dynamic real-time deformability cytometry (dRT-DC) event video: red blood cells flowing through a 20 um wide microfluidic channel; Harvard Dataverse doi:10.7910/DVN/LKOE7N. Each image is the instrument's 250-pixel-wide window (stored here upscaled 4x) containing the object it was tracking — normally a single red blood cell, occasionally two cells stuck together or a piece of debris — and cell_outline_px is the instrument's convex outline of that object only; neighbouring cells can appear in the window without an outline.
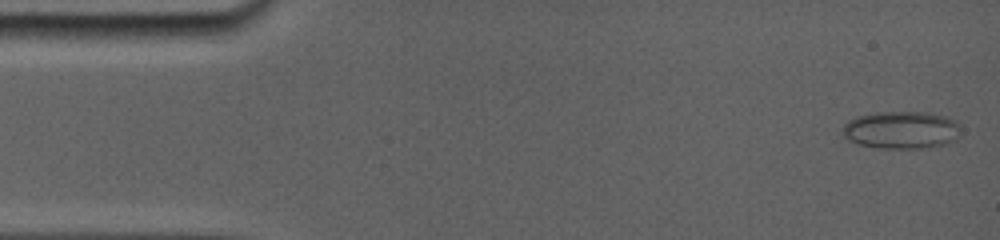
{"species": "common noctule bat (a hibernating species)", "species_latin": "Nyctalus noctula", "temperature_condition": "room temperature", "stored_images_in_passage": 34, "camera_frame_rate_fps": 5000, "um_per_image_px": 0.085, "animal": {"sex": "female", "body_mass_g": 19.0, "forearm_length_mm": 56.7}, "frame": {"image": 1, "passage_image": 2, "time_ms": 0.4, "image_size_px": [1000, 240], "cell_outline_px": [[952, 124], [940, 140], [928, 144], [864, 144], [848, 136], [844, 132], [844, 128], [852, 120], [864, 116], [904, 112], [916, 112], [936, 116], [948, 120]], "centroid_in_image_um": [76.32, 10.94], "position_along_channel_um": 8.7, "area_um2": 20.11}}
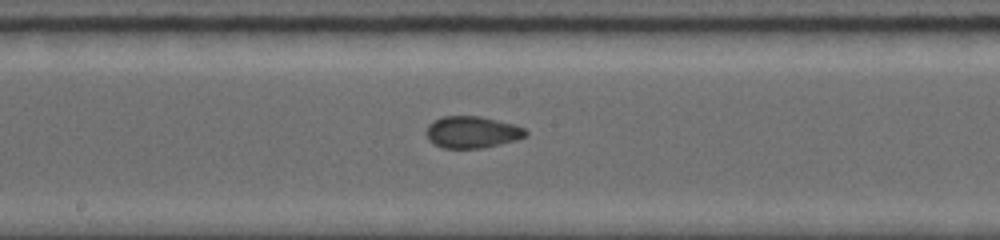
{"frame": {"image": 2, "passage_image": 20, "time_ms": 8.6, "image_size_px": [1000, 240], "cell_outline_px": [[528, 132], [524, 136], [516, 140], [500, 144], [480, 148], [444, 148], [428, 140], [428, 124], [444, 116], [480, 116], [512, 124], [524, 128]], "centroid_in_image_um": [40.14, 11.23], "position_along_channel_um": 208.1, "area_um2": 18.03}}
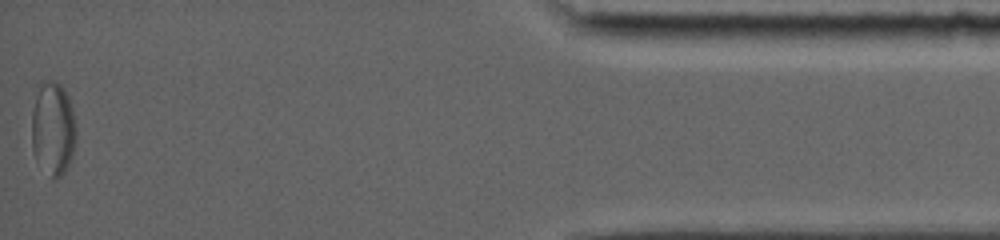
{"frame": {"image": 3, "passage_image": 34, "time_ms": 16.2, "image_size_px": [1000, 240], "cell_outline_px": [[76, 140], [72, 156], [64, 172], [60, 176], [52, 180], [36, 160], [32, 148], [32, 88], [40, 80], [56, 80], [64, 88], [72, 104], [76, 132]], "centroid_in_image_um": [4.46, 10.82], "position_along_channel_um": 430.7, "area_um2": 25.26}}